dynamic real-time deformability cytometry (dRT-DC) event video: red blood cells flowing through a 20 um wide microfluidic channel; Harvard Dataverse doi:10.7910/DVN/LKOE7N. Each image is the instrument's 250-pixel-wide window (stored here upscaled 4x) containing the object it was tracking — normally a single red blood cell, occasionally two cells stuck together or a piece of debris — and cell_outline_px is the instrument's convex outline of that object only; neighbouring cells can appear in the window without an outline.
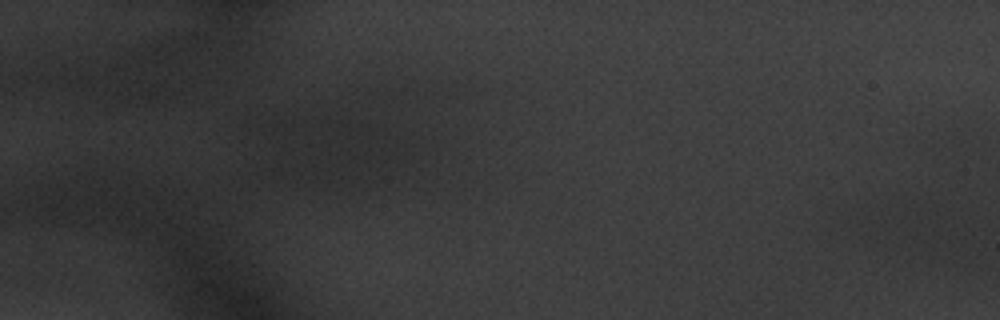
{"species": "common noctule bat (a hibernating species)", "species_latin": "Nyctalus noctula", "temperature_condition": "warm", "stored_images_in_passage": 17, "camera_frame_rate_fps": 3000, "um_per_image_px": 0.085, "animal": {"sex": "male", "body_mass_g": 20.1, "forearm_length_mm": 53.5}, "frame": {"image": 1, "passage_image": 1, "time_ms": 0.0, "image_size_px": [1000, 320], "cell_outline_px": [[940, 216], [932, 248], [888, 240], [860, 224], [864, 216], [892, 192], [932, 200], [940, 204]], "centroid_in_image_um": [76.91, 18.67], "position_along_channel_um": 8.1, "area_um2": 21.96}}
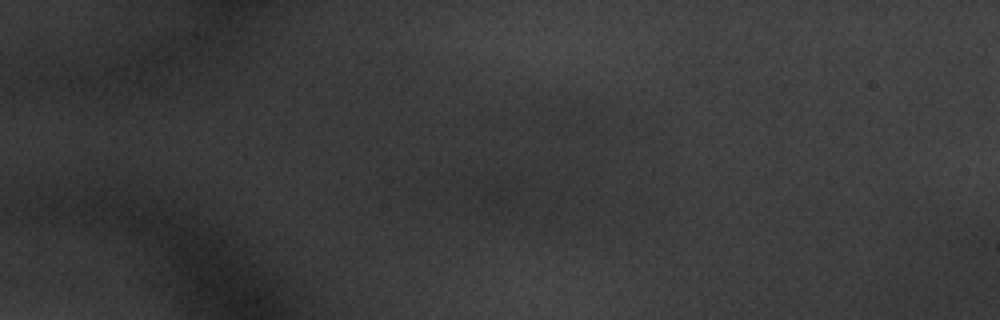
{"frame": {"image": 2, "passage_image": 15, "time_ms": 4.667, "image_size_px": [1000, 320], "cell_outline_px": [[580, 196], [544, 212], [512, 220], [500, 220], [464, 212], [464, 192], [472, 176], [480, 172], [516, 168], [552, 176]], "centroid_in_image_um": [43.69, 16.49], "position_along_channel_um": 41.3, "area_um2": 30.98}}